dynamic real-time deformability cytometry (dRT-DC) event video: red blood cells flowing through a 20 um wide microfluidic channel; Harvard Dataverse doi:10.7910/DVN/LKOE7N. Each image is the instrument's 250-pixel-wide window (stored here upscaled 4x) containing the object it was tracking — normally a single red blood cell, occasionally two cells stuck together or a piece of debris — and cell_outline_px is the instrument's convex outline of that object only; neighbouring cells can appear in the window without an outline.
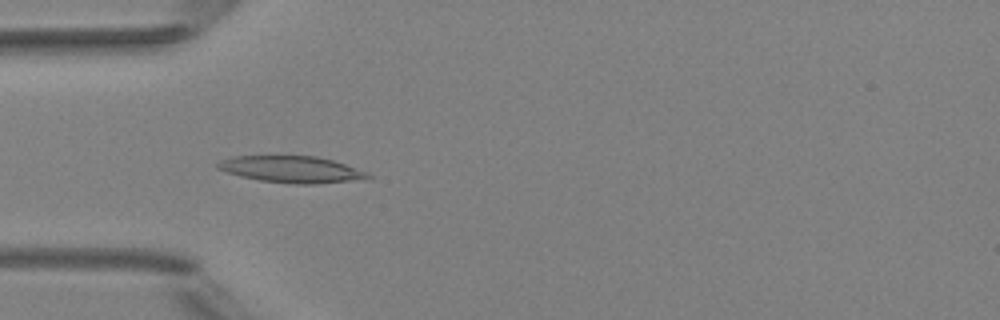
{"species": "Egyptian fruit bat (a non-hibernating species)", "species_latin": "Rousettus aegyptiacus", "temperature_condition": "room temperature", "stored_images_in_passage": 5, "camera_frame_rate_fps": 3000, "um_per_image_px": 0.085, "animal": {"sex": "female"}, "frame": {"image": 1, "passage_image": 5, "time_ms": 4.667, "image_size_px": [1000, 320], "cell_outline_px": [[372, 176], [348, 180], [316, 184], [296, 184], [260, 180], [240, 176], [216, 168], [216, 164], [220, 160], [236, 156], [316, 156], [332, 160], [368, 172]], "centroid_in_image_um": [24.72, 14.39], "position_along_channel_um": 60.3, "area_um2": 22.83}}